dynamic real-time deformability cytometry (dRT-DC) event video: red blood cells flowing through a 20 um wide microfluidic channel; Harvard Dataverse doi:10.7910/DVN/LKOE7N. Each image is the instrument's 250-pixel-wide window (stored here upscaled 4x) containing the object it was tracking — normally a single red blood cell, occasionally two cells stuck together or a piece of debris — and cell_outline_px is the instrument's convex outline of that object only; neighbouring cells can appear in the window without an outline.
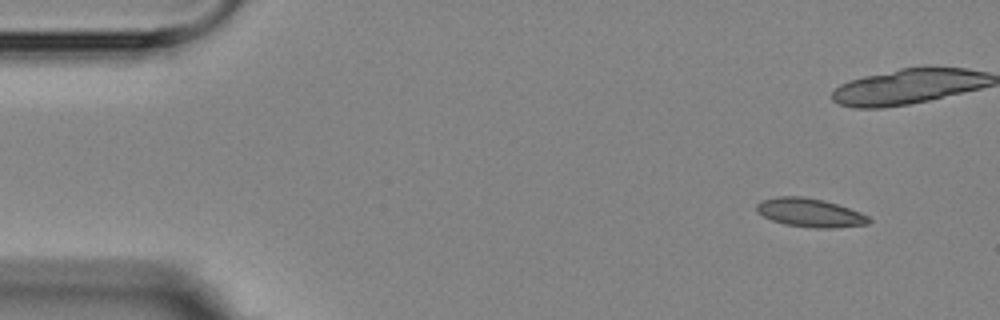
{"species": "Egyptian fruit bat (a non-hibernating species)", "species_latin": "Rousettus aegyptiacus", "temperature_condition": "room temperature", "stored_images_in_passage": 5, "camera_frame_rate_fps": 3000, "um_per_image_px": 0.085, "animal": {"sex": "female"}, "frame": {"image": 1, "passage_image": 1, "time_ms": 0.0, "image_size_px": [1000, 320], "cell_outline_px": [[872, 220], [868, 224], [836, 228], [816, 228], [784, 224], [772, 220], [756, 212], [756, 204], [760, 200], [776, 196], [804, 196], [824, 200], [860, 212], [868, 216]], "centroid_in_image_um": [68.82, 18.07], "position_along_channel_um": 16.2, "area_um2": 18.84}}